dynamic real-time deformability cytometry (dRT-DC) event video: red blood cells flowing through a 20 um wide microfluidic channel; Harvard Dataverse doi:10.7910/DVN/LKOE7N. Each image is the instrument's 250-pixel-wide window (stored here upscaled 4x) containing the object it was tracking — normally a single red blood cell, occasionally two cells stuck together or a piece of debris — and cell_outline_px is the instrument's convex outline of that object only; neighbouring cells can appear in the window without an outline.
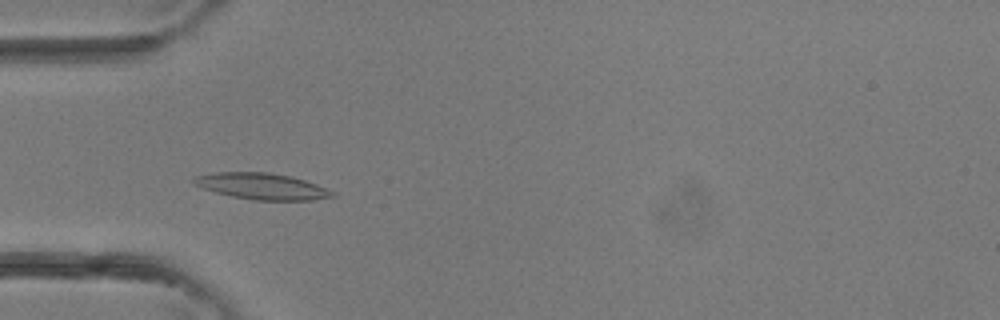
{"species": "common noctule bat (a hibernating species)", "species_latin": "Nyctalus noctula", "temperature_condition": "room temperature", "stored_images_in_passage": 2, "camera_frame_rate_fps": 3000, "um_per_image_px": 0.085, "animal": {"sex": "female"}, "frame": {"image": 1, "passage_image": 2, "time_ms": 0.333, "image_size_px": [1000, 320], "cell_outline_px": [[336, 196], [312, 200], [256, 200], [232, 196], [216, 192], [204, 188], [196, 184], [192, 180], [196, 176], [216, 172], [268, 172], [292, 176], [316, 184], [336, 192]], "centroid_in_image_um": [22.32, 15.83], "position_along_channel_um": 62.7, "area_um2": 21.04}}